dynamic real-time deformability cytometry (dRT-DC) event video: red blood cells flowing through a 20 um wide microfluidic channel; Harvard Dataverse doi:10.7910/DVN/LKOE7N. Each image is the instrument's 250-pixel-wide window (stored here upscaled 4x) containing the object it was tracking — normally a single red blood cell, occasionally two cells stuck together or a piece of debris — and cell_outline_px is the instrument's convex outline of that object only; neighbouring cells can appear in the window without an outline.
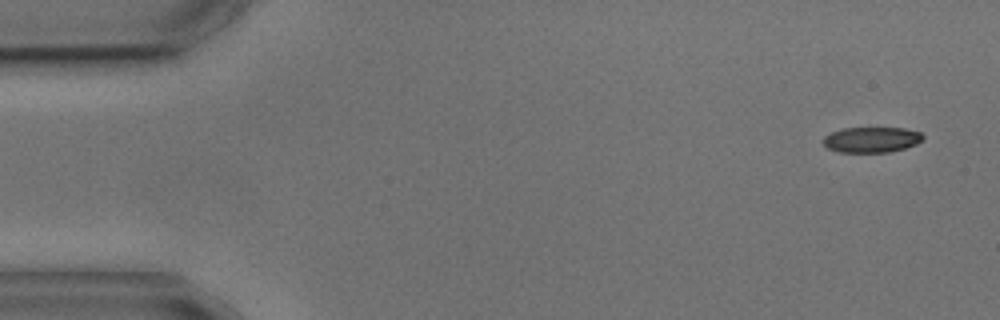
{"species": "common noctule bat (a hibernating species)", "species_latin": "Nyctalus noctula", "temperature_condition": "cold", "stored_images_in_passage": 5, "camera_frame_rate_fps": 3000, "um_per_image_px": 0.085, "animal": {"sex": "male", "body_mass_g": 17.9, "forearm_length_mm": 54.2}, "frame": {"image": 1, "passage_image": 1, "time_ms": 0.0, "image_size_px": [1000, 320], "cell_outline_px": [[924, 140], [916, 144], [904, 148], [888, 152], [840, 152], [828, 148], [824, 144], [824, 136], [832, 132], [844, 128], [904, 128], [920, 132], [924, 136]], "centroid_in_image_um": [74.11, 11.87], "position_along_channel_um": 10.9, "area_um2": 14.74}}
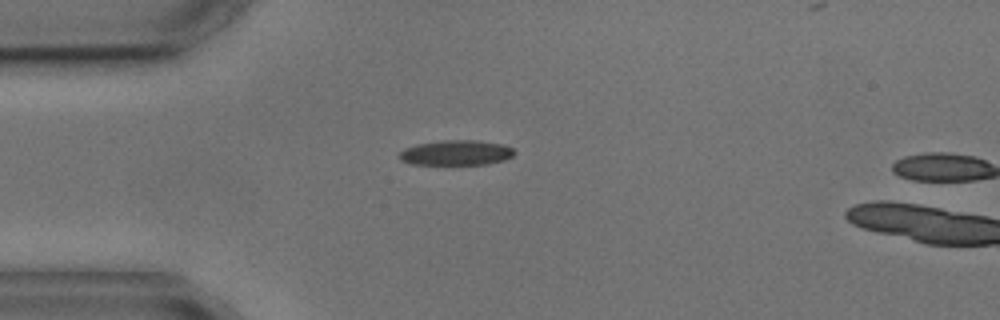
{"frame": {"image": 2, "passage_image": 4, "time_ms": 3.667, "image_size_px": [1000, 320], "cell_outline_px": [[516, 152], [512, 156], [504, 160], [488, 164], [412, 164], [400, 160], [400, 152], [404, 148], [416, 144], [444, 140], [476, 140], [504, 144], [512, 148]], "centroid_in_image_um": [38.79, 12.98], "position_along_channel_um": 46.2, "area_um2": 16.82}}